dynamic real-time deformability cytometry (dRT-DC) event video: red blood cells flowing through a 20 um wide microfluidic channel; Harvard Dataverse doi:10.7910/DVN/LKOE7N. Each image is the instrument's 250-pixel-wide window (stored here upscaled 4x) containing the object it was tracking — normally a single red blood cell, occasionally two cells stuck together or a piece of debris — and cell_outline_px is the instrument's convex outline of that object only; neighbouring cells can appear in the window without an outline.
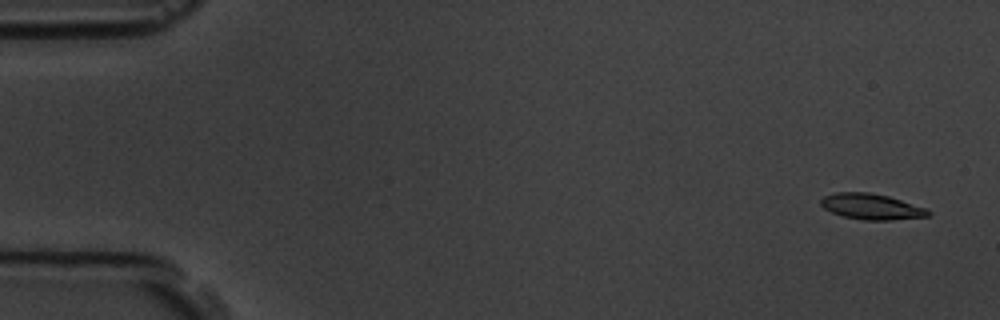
{"species": "common noctule bat (a hibernating species)", "species_latin": "Nyctalus noctula", "temperature_condition": "room temperature", "stored_images_in_passage": 4, "camera_frame_rate_fps": 3000, "um_per_image_px": 0.085, "animal": {"sex": "male", "body_mass_g": 19.5, "forearm_length_mm": 54.6}, "frame": {"image": 1, "passage_image": 1, "time_ms": 0.0, "image_size_px": [1000, 320], "cell_outline_px": [[932, 212], [928, 216], [892, 220], [864, 220], [844, 216], [832, 212], [824, 208], [820, 204], [820, 200], [824, 196], [836, 192], [868, 192], [888, 196], [928, 208]], "centroid_in_image_um": [74.1, 17.56], "position_along_channel_um": 10.9, "area_um2": 16.13}}
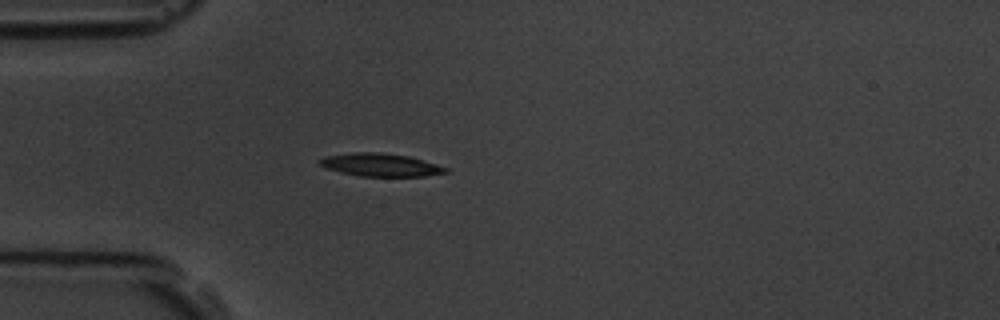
{"frame": {"image": 2, "passage_image": 4, "time_ms": 4.333, "image_size_px": [1000, 320], "cell_outline_px": [[448, 172], [424, 176], [360, 176], [340, 172], [328, 168], [320, 164], [316, 160], [324, 156], [352, 152], [380, 152], [408, 156], [424, 160], [448, 168]], "centroid_in_image_um": [32.32, 14.0], "position_along_channel_um": 52.7, "area_um2": 16.82}}